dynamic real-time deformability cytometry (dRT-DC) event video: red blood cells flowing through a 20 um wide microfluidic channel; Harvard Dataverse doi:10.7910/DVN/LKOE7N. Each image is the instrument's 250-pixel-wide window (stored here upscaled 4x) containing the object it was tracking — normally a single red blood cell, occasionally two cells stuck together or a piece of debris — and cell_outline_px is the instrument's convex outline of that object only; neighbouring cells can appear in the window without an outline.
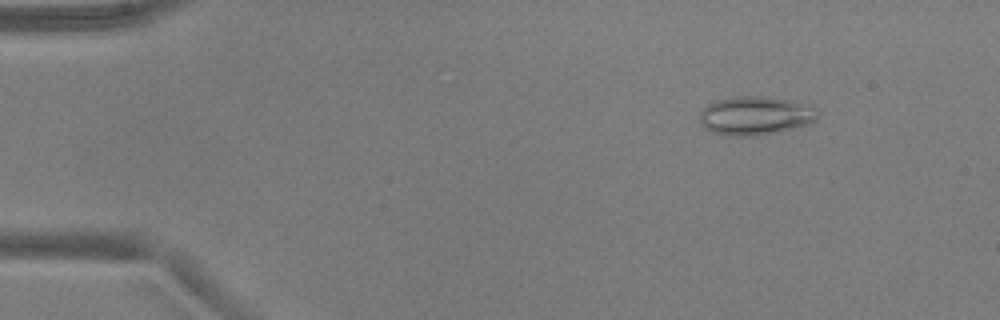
{"species": "common noctule bat (a hibernating species)", "species_latin": "Nyctalus noctula", "temperature_condition": "warm", "stored_images_in_passage": 52, "camera_frame_rate_fps": 3000, "um_per_image_px": 0.085, "animal": {"sex": "male", "body_mass_g": 17.9, "forearm_length_mm": 54.2}, "frame": {"image": 1, "passage_image": 7, "time_ms": 2.0, "image_size_px": [1000, 320], "cell_outline_px": [[820, 112], [816, 120], [808, 124], [776, 132], [752, 136], [736, 136], [712, 132], [704, 128], [700, 124], [700, 112], [708, 104], [716, 100], [732, 96], [760, 96], [796, 100], [812, 104]], "centroid_in_image_um": [64.25, 9.8], "position_along_channel_um": 20.8, "area_um2": 26.93}}
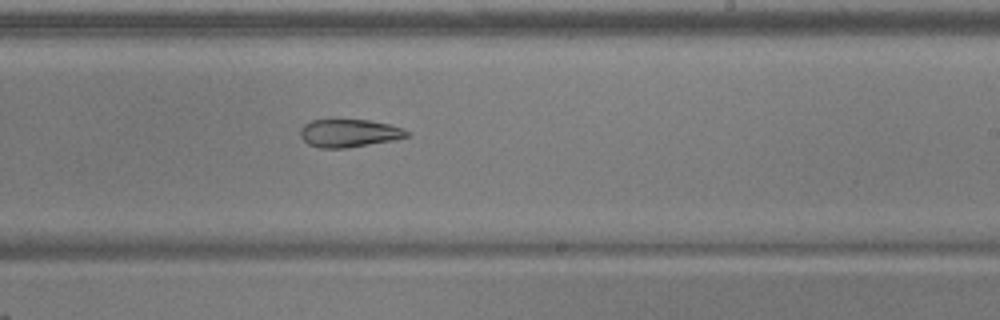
{"frame": {"image": 2, "passage_image": 32, "time_ms": 10.333, "image_size_px": [1000, 320], "cell_outline_px": [[412, 132], [408, 136], [392, 140], [344, 148], [320, 148], [308, 144], [300, 136], [300, 128], [304, 124], [312, 120], [368, 120], [388, 124], [404, 128]], "centroid_in_image_um": [29.67, 11.31], "position_along_channel_um": 259.3, "area_um2": 17.22}}
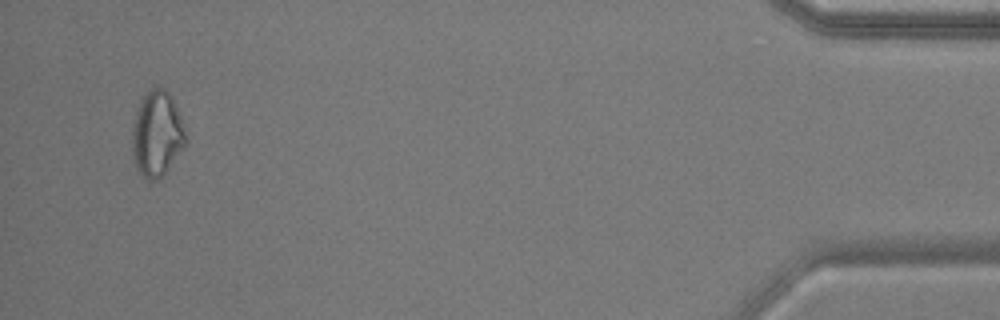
{"frame": {"image": 3, "passage_image": 50, "time_ms": 16.333, "image_size_px": [1000, 320], "cell_outline_px": [[184, 144], [164, 172], [156, 180], [148, 180], [136, 168], [132, 152], [132, 128], [136, 112], [140, 100], [148, 88], [164, 88], [172, 96], [180, 116], [184, 132]], "centroid_in_image_um": [13.29, 11.32], "position_along_channel_um": 421.9, "area_um2": 25.95}, "authors_computed_cell_mechanics": {"area_um2": 22.2819, "velocity_mm_per_s": 3.9369, "shape_relaxation_time_tau1_ms": null, "shape_relaxation_time_tau2_ms": 11.1257, "deformation_change_tau1": null, "deformation_change_tau2": 0.2187}}